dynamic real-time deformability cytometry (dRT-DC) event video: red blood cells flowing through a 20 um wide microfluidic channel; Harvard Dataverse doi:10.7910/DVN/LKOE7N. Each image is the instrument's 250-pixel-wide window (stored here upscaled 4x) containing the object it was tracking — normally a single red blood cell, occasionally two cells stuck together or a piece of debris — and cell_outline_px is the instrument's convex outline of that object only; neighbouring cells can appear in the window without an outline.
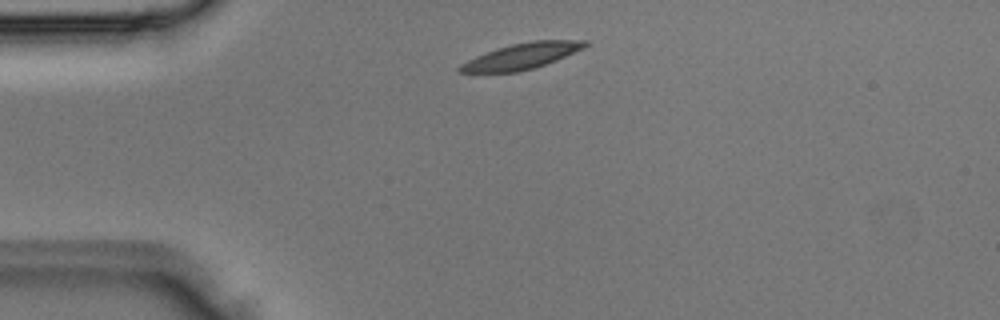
{"species": "Egyptian fruit bat (a non-hibernating species)", "species_latin": "Rousettus aegyptiacus", "temperature_condition": "room temperature", "stored_images_in_passage": 1, "camera_frame_rate_fps": 3000, "um_per_image_px": 0.085, "animal": {"sex": "male"}, "frame": {"image": 1, "passage_image": 1, "time_ms": 0.0, "image_size_px": [1000, 320], "cell_outline_px": [[592, 44], [584, 48], [556, 60], [532, 68], [516, 72], [456, 72], [456, 68], [460, 64], [476, 56], [496, 48], [512, 44], [532, 40], [588, 40]], "centroid_in_image_um": [44.36, 4.75], "position_along_channel_um": 40.6, "area_um2": 18.84}}